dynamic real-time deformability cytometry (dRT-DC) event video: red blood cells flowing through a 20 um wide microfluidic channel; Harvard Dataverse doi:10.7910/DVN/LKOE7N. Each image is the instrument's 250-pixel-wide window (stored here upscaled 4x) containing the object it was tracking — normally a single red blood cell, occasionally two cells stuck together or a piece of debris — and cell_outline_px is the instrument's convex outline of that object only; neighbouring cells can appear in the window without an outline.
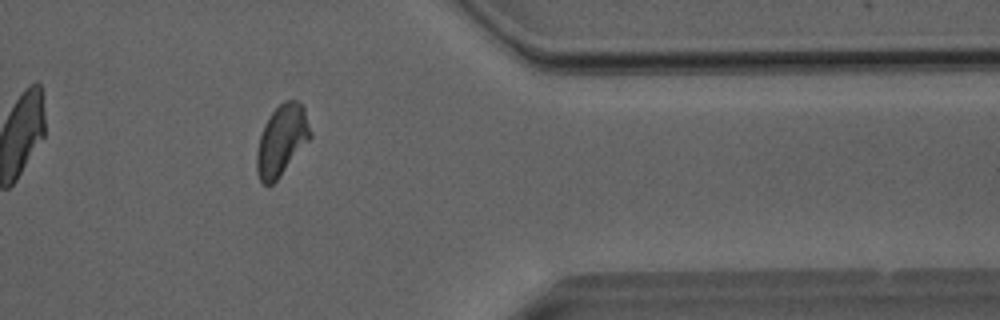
{"species": "Egyptian fruit bat (a non-hibernating species)", "species_latin": "Rousettus aegyptiacus", "temperature_condition": "room temperature", "stored_images_in_passage": 16, "camera_frame_rate_fps": 3000, "um_per_image_px": 0.085, "animal": {"sex": "male"}, "frame": {"image": 1, "passage_image": 14, "time_ms": 16.0, "image_size_px": [1000, 320], "cell_outline_px": [[312, 136], [276, 180], [272, 184], [264, 184], [260, 180], [256, 172], [256, 152], [260, 136], [264, 124], [272, 112], [284, 100], [296, 100], [304, 108], [312, 132]], "centroid_in_image_um": [23.93, 11.91], "position_along_channel_um": 387.5, "area_um2": 21.79}}
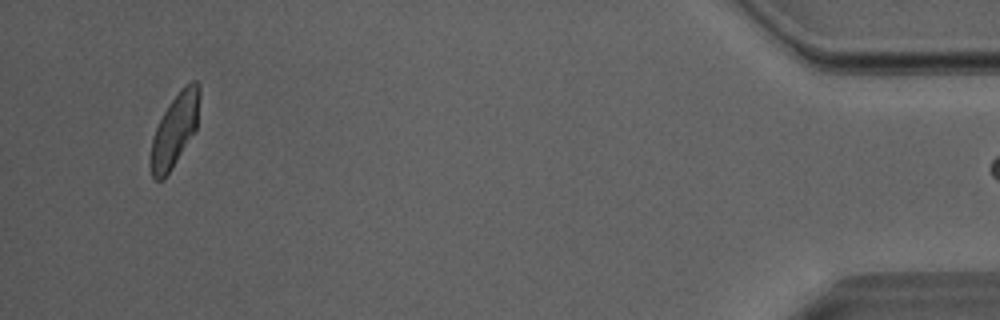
{"frame": {"image": 2, "passage_image": 16, "time_ms": 18.333, "image_size_px": [1000, 320], "cell_outline_px": [[200, 96], [196, 128], [164, 180], [156, 180], [152, 176], [148, 164], [152, 140], [156, 128], [164, 112], [172, 100], [192, 80], [196, 80], [200, 84]], "centroid_in_image_um": [14.83, 11.1], "position_along_channel_um": 420.4, "area_um2": 20.29}, "authors_computed_cell_mechanics": {"area_um2": 24.6228, "velocity_mm_per_s": 3.3366, "shape_relaxation_time_tau1_ms": null, "shape_relaxation_time_tau2_ms": 1.4063, "deformation_change_tau1": null, "deformation_change_tau2": 0.0775}}